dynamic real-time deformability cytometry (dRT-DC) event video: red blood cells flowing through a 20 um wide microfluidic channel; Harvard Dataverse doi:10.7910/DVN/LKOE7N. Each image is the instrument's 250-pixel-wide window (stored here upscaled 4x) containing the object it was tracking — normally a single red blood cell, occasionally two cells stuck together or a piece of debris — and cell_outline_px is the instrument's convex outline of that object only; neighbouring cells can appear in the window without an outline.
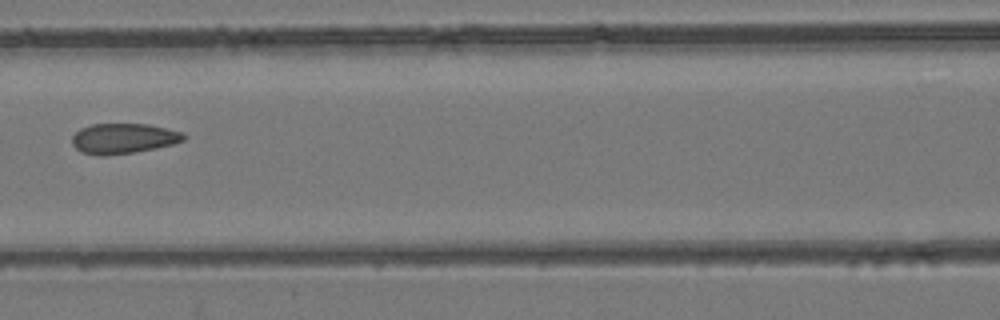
{"species": "common noctule bat (a hibernating species)", "species_latin": "Nyctalus noctula", "temperature_condition": "room temperature", "stored_images_in_passage": 6, "camera_frame_rate_fps": 3000, "um_per_image_px": 0.085, "animal": {"sex": "female", "body_mass_g": 24.6, "forearm_length_mm": 56.2}, "frame": {"image": 1, "passage_image": 5, "time_ms": 1.333, "image_size_px": [1000, 320], "cell_outline_px": [[184, 140], [172, 144], [156, 148], [136, 152], [104, 156], [96, 156], [80, 152], [72, 144], [72, 136], [80, 128], [92, 124], [148, 124], [180, 132], [184, 136]], "centroid_in_image_um": [10.42, 11.78], "position_along_channel_um": 156.2, "area_um2": 19.65}}
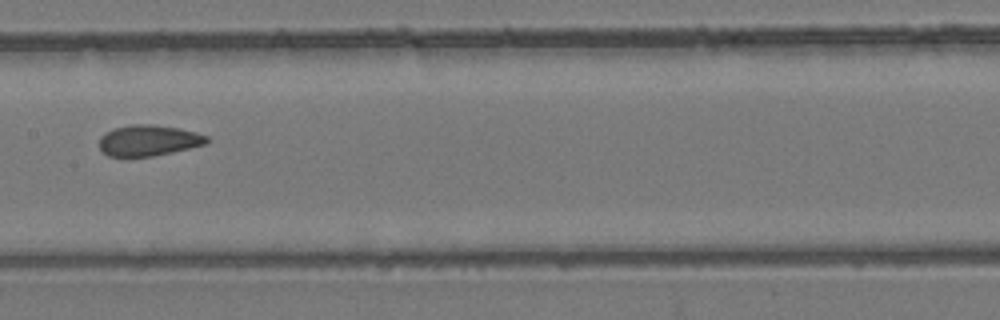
{"frame": {"image": 2, "passage_image": 6, "time_ms": 1.667, "image_size_px": [1000, 320], "cell_outline_px": [[208, 140], [204, 144], [172, 152], [152, 156], [108, 156], [100, 148], [100, 136], [104, 132], [116, 128], [132, 124], [152, 124], [180, 128], [196, 132], [208, 136]], "centroid_in_image_um": [12.61, 11.92], "position_along_channel_um": 194.8, "area_um2": 19.19}}